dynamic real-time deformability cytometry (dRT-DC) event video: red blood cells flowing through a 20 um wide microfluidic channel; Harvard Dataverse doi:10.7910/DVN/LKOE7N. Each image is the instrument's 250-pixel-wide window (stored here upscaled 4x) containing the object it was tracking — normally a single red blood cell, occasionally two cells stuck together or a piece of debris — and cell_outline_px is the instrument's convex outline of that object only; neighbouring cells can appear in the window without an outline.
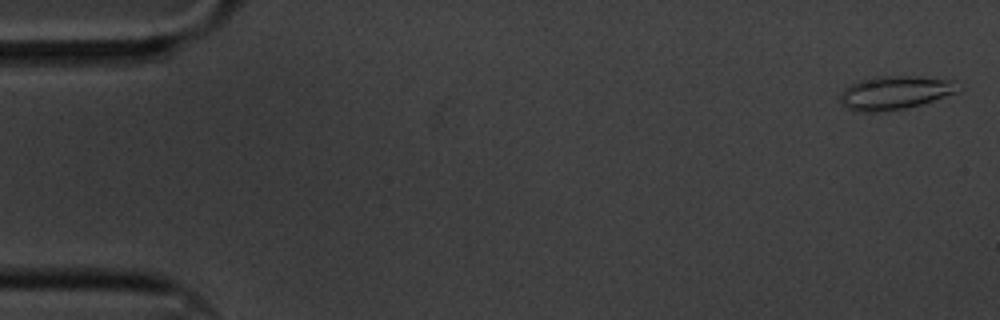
{"species": "common noctule bat (a hibernating species)", "species_latin": "Nyctalus noctula", "temperature_condition": "cold", "stored_images_in_passage": 5, "camera_frame_rate_fps": 3000, "um_per_image_px": 0.085, "animal": {"sex": "male", "body_mass_g": 20.1, "forearm_length_mm": 53.5}, "frame": {"image": 1, "passage_image": 1, "time_ms": 0.0, "image_size_px": [1000, 320], "cell_outline_px": [[956, 92], [920, 104], [904, 108], [876, 112], [860, 112], [848, 108], [840, 104], [840, 92], [844, 88], [860, 80], [876, 76], [916, 76], [956, 80]], "centroid_in_image_um": [76.0, 7.87], "position_along_channel_um": 9.0, "area_um2": 22.77}}
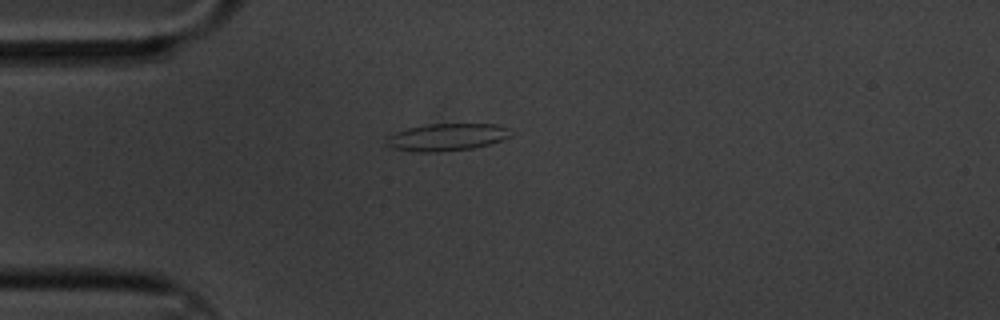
{"frame": {"image": 2, "passage_image": 5, "time_ms": 1.333, "image_size_px": [1000, 320], "cell_outline_px": [[512, 136], [488, 144], [472, 148], [436, 152], [420, 152], [392, 148], [388, 144], [388, 136], [392, 132], [408, 128], [428, 124], [496, 124], [508, 128], [512, 132]], "centroid_in_image_um": [37.99, 11.65], "position_along_channel_um": 47.0, "area_um2": 19.59}}